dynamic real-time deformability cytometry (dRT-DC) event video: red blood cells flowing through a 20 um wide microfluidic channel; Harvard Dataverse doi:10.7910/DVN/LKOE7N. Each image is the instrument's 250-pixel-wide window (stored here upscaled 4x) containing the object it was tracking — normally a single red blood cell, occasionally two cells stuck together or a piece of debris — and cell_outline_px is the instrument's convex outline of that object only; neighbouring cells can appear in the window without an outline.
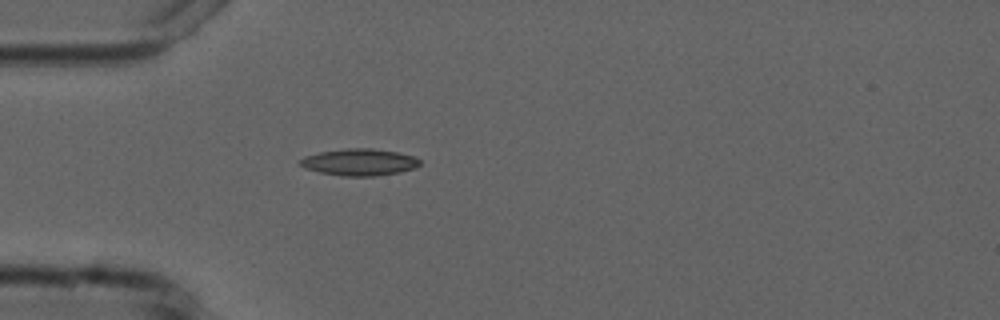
{"species": "common noctule bat (a hibernating species)", "species_latin": "Nyctalus noctula", "temperature_condition": "cold", "stored_images_in_passage": 40, "camera_frame_rate_fps": 3000, "um_per_image_px": 0.085, "animal": {"sex": "male", "forearm_length_mm": 52.5}, "frame": {"image": 1, "passage_image": 1, "time_ms": 0.0, "image_size_px": [1000, 320], "cell_outline_px": [[420, 164], [416, 168], [400, 172], [376, 176], [344, 176], [320, 172], [304, 168], [300, 164], [300, 160], [304, 156], [320, 152], [348, 148], [372, 148], [396, 152], [416, 156], [420, 160]], "centroid_in_image_um": [30.58, 13.78], "position_along_channel_um": 54.4, "area_um2": 18.73}}
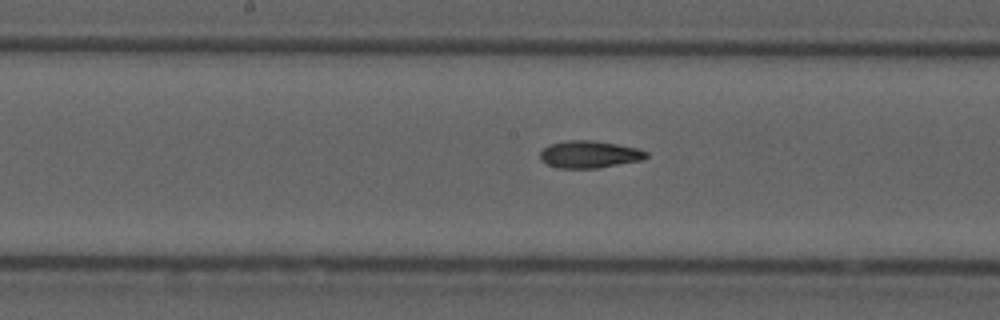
{"frame": {"image": 2, "passage_image": 13, "time_ms": 4.0, "image_size_px": [1000, 320], "cell_outline_px": [[648, 156], [644, 160], [596, 168], [560, 168], [548, 164], [540, 160], [540, 152], [548, 144], [568, 140], [592, 140], [616, 144], [636, 148], [648, 152]], "centroid_in_image_um": [50.09, 13.12], "position_along_channel_um": 198.1, "area_um2": 16.82}}
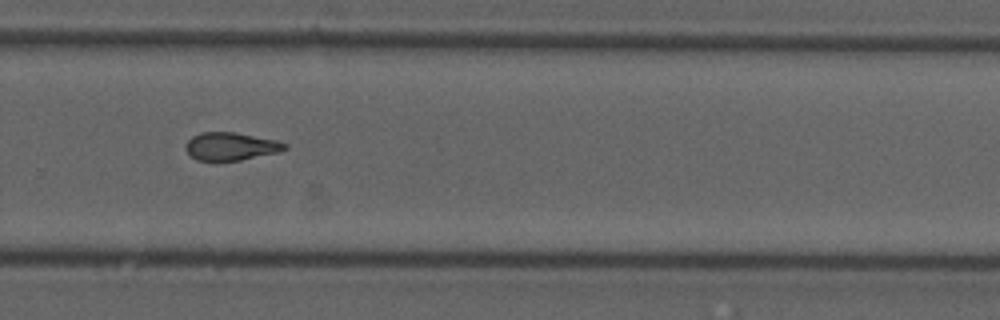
{"frame": {"image": 3, "passage_image": 22, "time_ms": 7.0, "image_size_px": [1000, 320], "cell_outline_px": [[288, 148], [280, 152], [220, 164], [216, 164], [196, 160], [184, 148], [184, 144], [192, 136], [200, 132], [236, 132], [276, 140], [288, 144]], "centroid_in_image_um": [19.58, 12.48], "position_along_channel_um": 310.2, "area_um2": 16.88}, "authors_computed_cell_mechanics": {"area_um2": 16.7331, "velocity_mm_per_s": 3.7608, "shape_relaxation_time_tau1_ms": null, "shape_relaxation_time_tau2_ms": 7.4194, "deformation_change_tau1": null, "deformation_change_tau2": 0.1713}}